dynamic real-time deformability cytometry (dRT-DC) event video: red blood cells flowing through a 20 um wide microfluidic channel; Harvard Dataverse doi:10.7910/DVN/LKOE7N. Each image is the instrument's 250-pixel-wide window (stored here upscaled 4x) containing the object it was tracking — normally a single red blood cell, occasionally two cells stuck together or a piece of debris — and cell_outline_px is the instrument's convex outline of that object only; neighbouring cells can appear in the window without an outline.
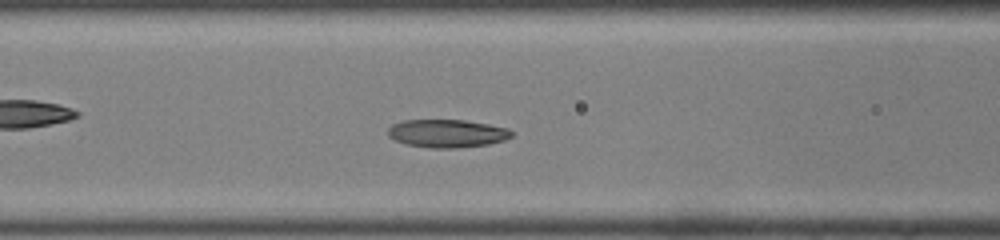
{"species": "common noctule bat (a hibernating species)", "species_latin": "Nyctalus noctula", "temperature_condition": "room temperature", "stored_images_in_passage": 43, "camera_frame_rate_fps": 3000, "um_per_image_px": 0.085, "animal": {"sex": "male", "body_mass_g": 19.0, "forearm_length_mm": 50.8}, "frame": {"image": 1, "passage_image": 15, "time_ms": 4.667, "image_size_px": [1000, 240], "cell_outline_px": [[512, 136], [504, 140], [488, 144], [456, 148], [428, 148], [404, 144], [388, 136], [388, 128], [392, 124], [404, 120], [464, 120], [488, 124], [508, 128], [512, 132]], "centroid_in_image_um": [37.98, 11.34], "position_along_channel_um": 128.6, "area_um2": 20.23}}
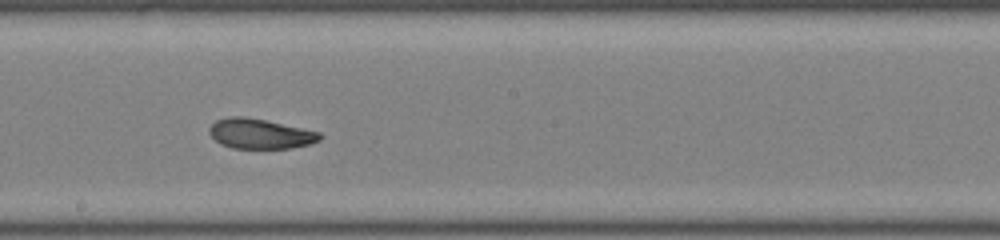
{"frame": {"image": 2, "passage_image": 22, "time_ms": 7.0, "image_size_px": [1000, 240], "cell_outline_px": [[320, 140], [308, 144], [292, 148], [232, 148], [220, 144], [208, 132], [208, 128], [216, 120], [228, 116], [244, 116], [264, 120], [320, 132]], "centroid_in_image_um": [22.06, 11.36], "position_along_channel_um": 226.1, "area_um2": 19.13}}
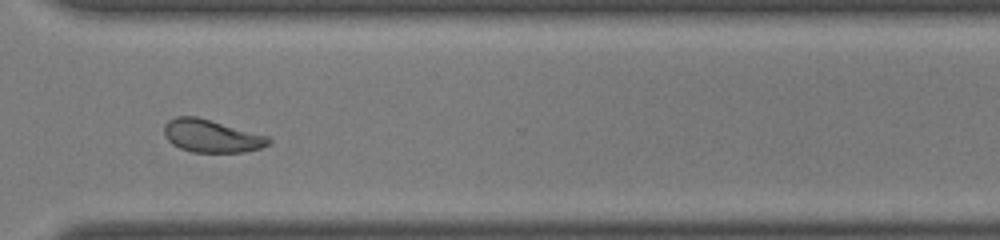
{"frame": {"image": 3, "passage_image": 31, "time_ms": 10.0, "image_size_px": [1000, 240], "cell_outline_px": [[272, 140], [268, 144], [260, 148], [244, 152], [192, 152], [180, 148], [172, 144], [168, 140], [164, 132], [164, 124], [168, 120], [176, 116], [196, 116], [268, 136]], "centroid_in_image_um": [17.95, 11.56], "position_along_channel_um": 352.6, "area_um2": 19.83}, "authors_computed_cell_mechanics": {"area_um2": 20.4612, "velocity_mm_per_s": 4.1898, "shape_relaxation_time_tau1_ms": 4.7037, "shape_relaxation_time_tau2_ms": 1.865, "deformation_change_tau1": 0.1844, "deformation_change_tau2": 0.0815}}